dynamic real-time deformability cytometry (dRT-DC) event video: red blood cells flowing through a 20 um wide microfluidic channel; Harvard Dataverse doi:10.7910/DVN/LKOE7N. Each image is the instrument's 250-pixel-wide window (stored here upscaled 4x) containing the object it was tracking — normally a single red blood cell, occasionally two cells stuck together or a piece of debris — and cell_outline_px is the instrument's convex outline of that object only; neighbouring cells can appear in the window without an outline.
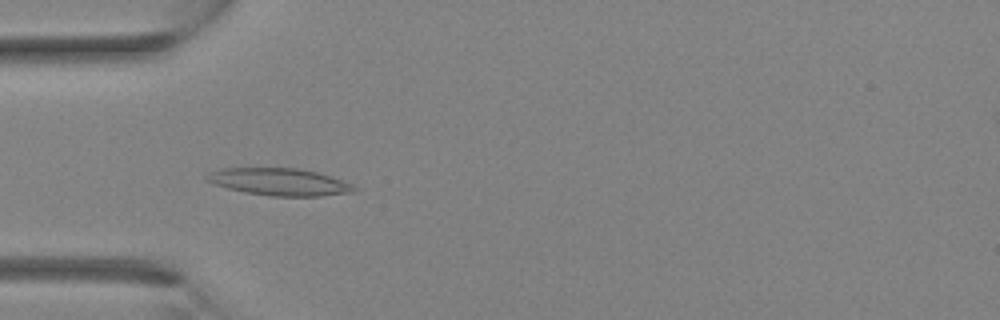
{"species": "Egyptian fruit bat (a non-hibernating species)", "species_latin": "Rousettus aegyptiacus", "temperature_condition": "room temperature", "stored_images_in_passage": 4, "camera_frame_rate_fps": 3000, "um_per_image_px": 0.085, "animal": {"sex": "female"}, "frame": {"image": 1, "passage_image": 4, "time_ms": 1.0, "image_size_px": [1000, 320], "cell_outline_px": [[356, 192], [320, 196], [272, 196], [244, 192], [228, 188], [204, 180], [204, 176], [208, 172], [220, 168], [300, 168], [332, 176], [352, 184], [356, 188]], "centroid_in_image_um": [23.74, 15.45], "position_along_channel_um": 61.3, "area_um2": 23.52}}